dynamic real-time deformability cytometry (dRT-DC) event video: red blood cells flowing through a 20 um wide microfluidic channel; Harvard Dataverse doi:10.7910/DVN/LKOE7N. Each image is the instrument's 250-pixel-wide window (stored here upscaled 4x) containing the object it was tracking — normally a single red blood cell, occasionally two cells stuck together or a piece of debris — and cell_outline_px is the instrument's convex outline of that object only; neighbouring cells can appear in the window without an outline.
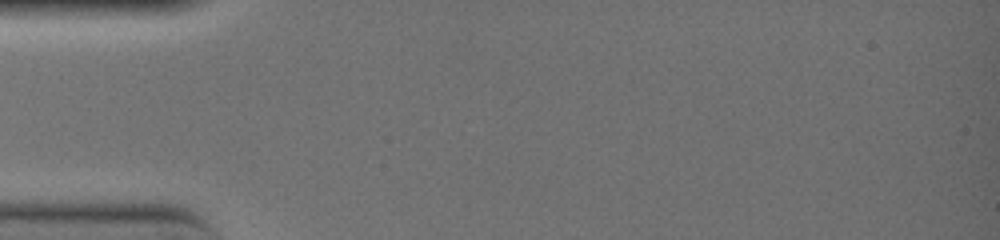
{"species": "common noctule bat (a hibernating species)", "species_latin": "Nyctalus noctula", "temperature_condition": "warm", "stored_images_in_passage": 1, "camera_frame_rate_fps": 3000, "um_per_image_px": 0.085, "animal": {"sex": "female", "body_mass_g": 19.0, "forearm_length_mm": 51.5}, "frame": {"image": 1, "passage_image": 1, "time_ms": 0.0, "image_size_px": [1000, 240], "cell_outline_px": [[172, 164], [168, 172], [32, 168], [16, 164], [20, 160], [32, 156], [120, 156], [164, 160]], "centroid_in_image_um": [8.22, 13.88], "position_along_channel_um": 76.8, "area_um2": 13.93}}